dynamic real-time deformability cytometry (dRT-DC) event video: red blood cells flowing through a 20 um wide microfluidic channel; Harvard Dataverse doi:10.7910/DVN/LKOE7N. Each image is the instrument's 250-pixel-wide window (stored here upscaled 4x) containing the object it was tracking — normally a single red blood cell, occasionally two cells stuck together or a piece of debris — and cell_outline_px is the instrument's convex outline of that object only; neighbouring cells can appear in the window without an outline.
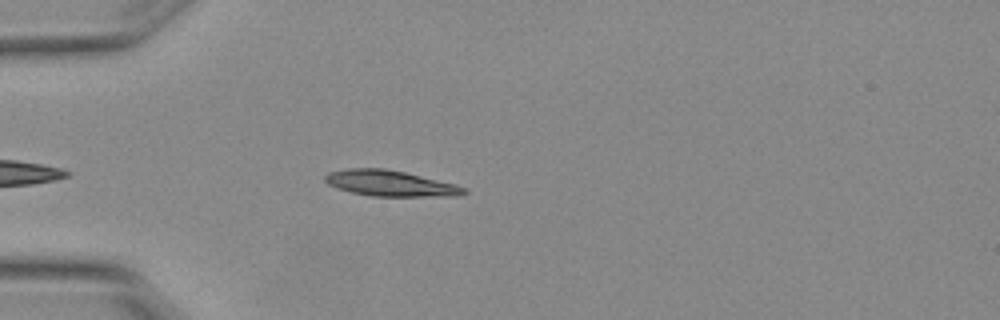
{"species": "Egyptian fruit bat (a non-hibernating species)", "species_latin": "Rousettus aegyptiacus", "temperature_condition": "warm", "stored_images_in_passage": 2, "camera_frame_rate_fps": 3000, "um_per_image_px": 0.085, "animal": {"sex": "female"}, "frame": {"image": 1, "passage_image": 1, "time_ms": 0.0, "image_size_px": [1000, 320], "cell_outline_px": [[468, 192], [456, 196], [372, 196], [352, 192], [328, 184], [324, 180], [324, 176], [328, 172], [348, 168], [384, 168], [404, 172], [456, 184], [468, 188]], "centroid_in_image_um": [33.2, 15.58], "position_along_channel_um": 51.8, "area_um2": 20.81}}